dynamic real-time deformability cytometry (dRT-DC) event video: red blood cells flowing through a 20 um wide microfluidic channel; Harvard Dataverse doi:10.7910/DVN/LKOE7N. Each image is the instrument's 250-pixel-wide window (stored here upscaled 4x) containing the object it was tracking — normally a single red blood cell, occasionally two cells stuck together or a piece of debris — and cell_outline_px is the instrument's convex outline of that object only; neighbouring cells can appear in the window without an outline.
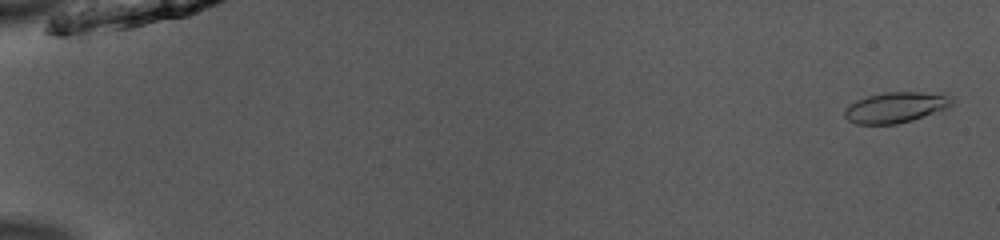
{"species": "common noctule bat (a hibernating species)", "species_latin": "Nyctalus noctula", "temperature_condition": "room temperature", "stored_images_in_passage": 52, "camera_frame_rate_fps": 3000, "um_per_image_px": 0.085, "animal": {"sex": "male", "body_mass_g": 13.0, "forearm_length_mm": 53.1}, "frame": {"image": 1, "passage_image": 2, "time_ms": 0.333, "image_size_px": [1000, 240], "cell_outline_px": [[956, 100], [948, 108], [912, 120], [896, 124], [856, 124], [848, 120], [844, 116], [844, 112], [848, 104], [856, 100], [868, 96], [884, 92], [920, 92], [952, 96]], "centroid_in_image_um": [76.13, 9.13], "position_along_channel_um": 8.9, "area_um2": 19.19}}
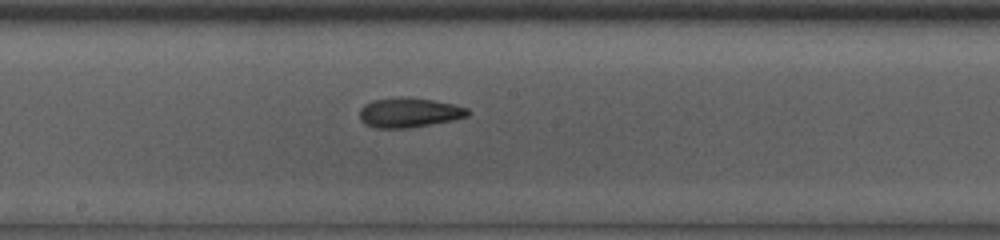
{"frame": {"image": 2, "passage_image": 30, "time_ms": 9.667, "image_size_px": [1000, 240], "cell_outline_px": [[472, 112], [468, 116], [452, 120], [408, 128], [376, 128], [364, 124], [360, 120], [360, 108], [364, 104], [372, 100], [432, 100], [452, 104], [468, 108]], "centroid_in_image_um": [34.78, 9.62], "position_along_channel_um": 213.4, "area_um2": 17.92}}
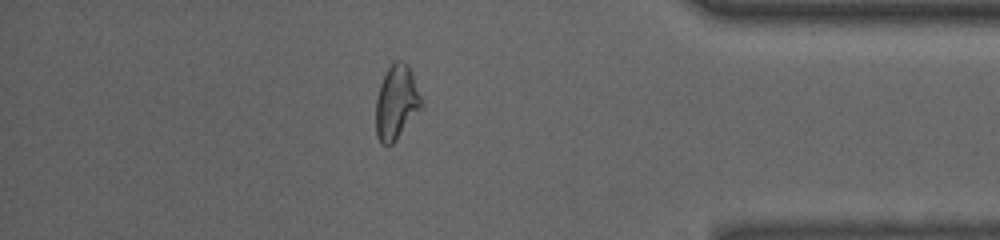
{"frame": {"image": 3, "passage_image": 46, "time_ms": 15.0, "image_size_px": [1000, 240], "cell_outline_px": [[424, 108], [396, 140], [392, 144], [380, 144], [376, 136], [376, 100], [380, 84], [388, 68], [396, 60], [400, 60], [408, 64], [412, 72], [424, 104]], "centroid_in_image_um": [33.73, 8.73], "position_along_channel_um": 401.5, "area_um2": 20.06}, "authors_computed_cell_mechanics": {"area_um2": 18.8428, "velocity_mm_per_s": 3.9643, "shape_relaxation_time_tau1_ms": 6.9943, "shape_relaxation_time_tau2_ms": 1.4659, "deformation_change_tau1": 0.1929, "deformation_change_tau2": 0.0787}}